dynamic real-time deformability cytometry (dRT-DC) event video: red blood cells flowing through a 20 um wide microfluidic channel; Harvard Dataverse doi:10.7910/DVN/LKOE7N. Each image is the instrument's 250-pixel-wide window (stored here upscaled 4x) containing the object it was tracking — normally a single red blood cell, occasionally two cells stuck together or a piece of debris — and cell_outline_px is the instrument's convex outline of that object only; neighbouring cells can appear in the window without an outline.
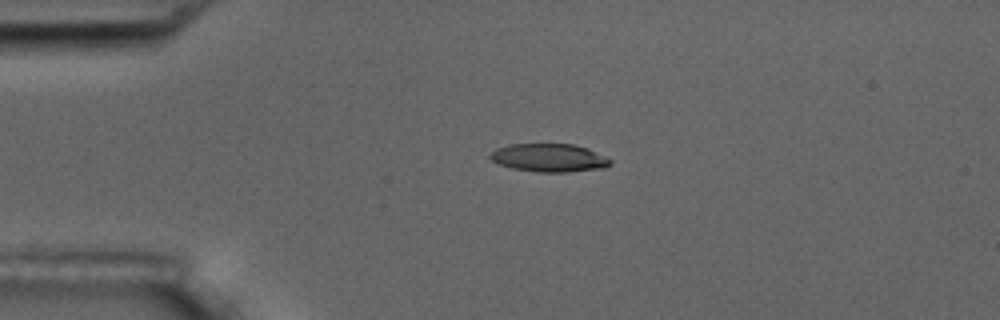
{"species": "common noctule bat (a hibernating species)", "species_latin": "Nyctalus noctula", "temperature_condition": "room temperature", "stored_images_in_passage": 2, "camera_frame_rate_fps": 3000, "um_per_image_px": 0.085, "animal": {"sex": "male", "body_mass_g": 17.5, "forearm_length_mm": 52.3}, "frame": {"image": 1, "passage_image": 1, "time_ms": 0.0, "image_size_px": [1000, 320], "cell_outline_px": [[612, 164], [604, 168], [564, 172], [540, 172], [512, 168], [500, 164], [492, 160], [488, 156], [496, 148], [508, 144], [572, 144], [588, 148], [612, 160]], "centroid_in_image_um": [46.68, 13.41], "position_along_channel_um": 38.3, "area_um2": 19.65}}